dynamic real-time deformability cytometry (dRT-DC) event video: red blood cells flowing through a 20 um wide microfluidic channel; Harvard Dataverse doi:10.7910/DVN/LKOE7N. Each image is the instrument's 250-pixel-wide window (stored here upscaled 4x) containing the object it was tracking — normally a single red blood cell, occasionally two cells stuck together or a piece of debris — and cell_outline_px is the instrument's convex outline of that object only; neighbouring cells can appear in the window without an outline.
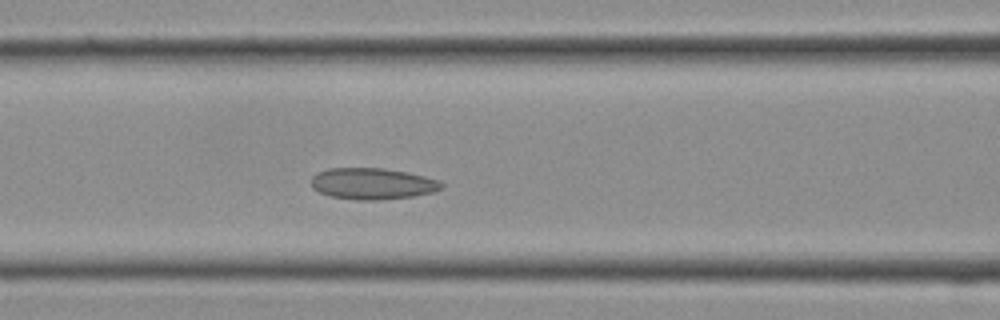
{"species": "Egyptian fruit bat (a non-hibernating species)", "species_latin": "Rousettus aegyptiacus", "temperature_condition": "cold", "stored_images_in_passage": 17, "camera_frame_rate_fps": 3000, "um_per_image_px": 0.085, "frame": {"image": 1, "passage_image": 10, "time_ms": 3.0, "image_size_px": [1000, 320], "cell_outline_px": [[444, 184], [440, 188], [432, 192], [412, 196], [380, 200], [360, 200], [328, 196], [312, 188], [312, 176], [316, 172], [328, 168], [384, 168], [424, 176], [436, 180]], "centroid_in_image_um": [31.6, 15.61], "position_along_channel_um": 135.0, "area_um2": 23.64}}
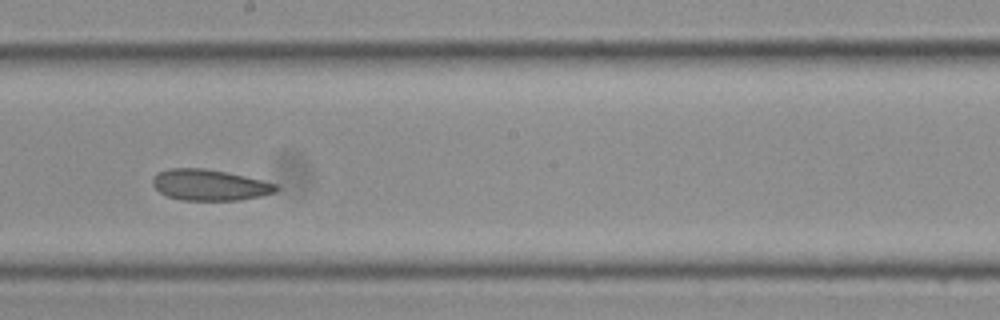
{"frame": {"image": 2, "passage_image": 14, "time_ms": 4.333, "image_size_px": [1000, 320], "cell_outline_px": [[280, 188], [276, 192], [260, 196], [240, 200], [184, 200], [168, 196], [160, 192], [152, 184], [152, 180], [156, 172], [168, 168], [204, 168], [244, 176], [276, 184]], "centroid_in_image_um": [17.79, 15.72], "position_along_channel_um": 230.4, "area_um2": 22.2}}
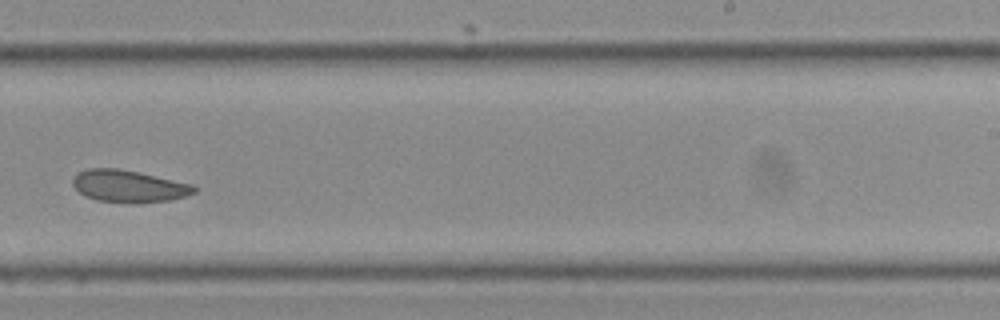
{"frame": {"image": 3, "passage_image": 16, "time_ms": 5.0, "image_size_px": [1000, 320], "cell_outline_px": [[196, 192], [184, 196], [168, 200], [96, 200], [80, 192], [72, 184], [72, 180], [80, 172], [88, 168], [120, 168], [192, 184], [196, 188]], "centroid_in_image_um": [10.93, 15.77], "position_along_channel_um": 278.1, "area_um2": 21.5}}